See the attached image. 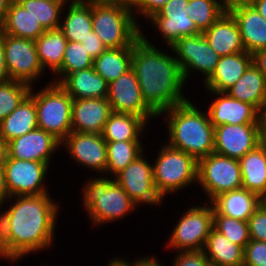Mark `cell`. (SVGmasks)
Here are the masks:
<instances>
[{"mask_svg":"<svg viewBox=\"0 0 266 266\" xmlns=\"http://www.w3.org/2000/svg\"><path fill=\"white\" fill-rule=\"evenodd\" d=\"M4 155H5V144L0 140V165L3 164Z\"/></svg>","mask_w":266,"mask_h":266,"instance_id":"6f0895ef","label":"cell"},{"mask_svg":"<svg viewBox=\"0 0 266 266\" xmlns=\"http://www.w3.org/2000/svg\"><path fill=\"white\" fill-rule=\"evenodd\" d=\"M130 5L92 4V29L107 48L133 46L141 26Z\"/></svg>","mask_w":266,"mask_h":266,"instance_id":"5b68a950","label":"cell"},{"mask_svg":"<svg viewBox=\"0 0 266 266\" xmlns=\"http://www.w3.org/2000/svg\"><path fill=\"white\" fill-rule=\"evenodd\" d=\"M164 115V116H163ZM168 128L167 141L170 147L193 156L197 161L214 153V126L207 111H202L188 99L160 115Z\"/></svg>","mask_w":266,"mask_h":266,"instance_id":"3957f363","label":"cell"},{"mask_svg":"<svg viewBox=\"0 0 266 266\" xmlns=\"http://www.w3.org/2000/svg\"><path fill=\"white\" fill-rule=\"evenodd\" d=\"M213 228L225 236L232 243L240 245L243 249L251 240L248 221H242L219 214L213 208Z\"/></svg>","mask_w":266,"mask_h":266,"instance_id":"f35d334b","label":"cell"},{"mask_svg":"<svg viewBox=\"0 0 266 266\" xmlns=\"http://www.w3.org/2000/svg\"><path fill=\"white\" fill-rule=\"evenodd\" d=\"M244 265L266 266V242L250 240L244 247Z\"/></svg>","mask_w":266,"mask_h":266,"instance_id":"b9f144b4","label":"cell"},{"mask_svg":"<svg viewBox=\"0 0 266 266\" xmlns=\"http://www.w3.org/2000/svg\"><path fill=\"white\" fill-rule=\"evenodd\" d=\"M61 146L78 166L95 171L99 176L106 174L107 148L101 134L72 131L61 142Z\"/></svg>","mask_w":266,"mask_h":266,"instance_id":"2e32d148","label":"cell"},{"mask_svg":"<svg viewBox=\"0 0 266 266\" xmlns=\"http://www.w3.org/2000/svg\"><path fill=\"white\" fill-rule=\"evenodd\" d=\"M107 100L112 112L130 113L148 121L159 116L145 103L134 70L131 68L108 85Z\"/></svg>","mask_w":266,"mask_h":266,"instance_id":"5bb4252c","label":"cell"},{"mask_svg":"<svg viewBox=\"0 0 266 266\" xmlns=\"http://www.w3.org/2000/svg\"><path fill=\"white\" fill-rule=\"evenodd\" d=\"M141 29L132 49V66L145 103L159 116L163 111L184 103L189 97L183 89L187 83L173 54L155 47ZM154 44V45H153Z\"/></svg>","mask_w":266,"mask_h":266,"instance_id":"7a4b0ae2","label":"cell"},{"mask_svg":"<svg viewBox=\"0 0 266 266\" xmlns=\"http://www.w3.org/2000/svg\"><path fill=\"white\" fill-rule=\"evenodd\" d=\"M38 128L34 99L28 95L22 103L0 122V140L6 145L16 137Z\"/></svg>","mask_w":266,"mask_h":266,"instance_id":"f1b7e54d","label":"cell"},{"mask_svg":"<svg viewBox=\"0 0 266 266\" xmlns=\"http://www.w3.org/2000/svg\"><path fill=\"white\" fill-rule=\"evenodd\" d=\"M173 266H212L203 251L176 252Z\"/></svg>","mask_w":266,"mask_h":266,"instance_id":"ee69618b","label":"cell"},{"mask_svg":"<svg viewBox=\"0 0 266 266\" xmlns=\"http://www.w3.org/2000/svg\"><path fill=\"white\" fill-rule=\"evenodd\" d=\"M59 85L72 99L107 98L108 83L94 67L68 74Z\"/></svg>","mask_w":266,"mask_h":266,"instance_id":"d4e9b609","label":"cell"},{"mask_svg":"<svg viewBox=\"0 0 266 266\" xmlns=\"http://www.w3.org/2000/svg\"><path fill=\"white\" fill-rule=\"evenodd\" d=\"M160 146L155 162L152 163L153 181L158 194L164 200L168 194L197 184L198 161L164 141Z\"/></svg>","mask_w":266,"mask_h":266,"instance_id":"8992f818","label":"cell"},{"mask_svg":"<svg viewBox=\"0 0 266 266\" xmlns=\"http://www.w3.org/2000/svg\"><path fill=\"white\" fill-rule=\"evenodd\" d=\"M227 10L238 24L245 51L253 54L266 49V19L250 3H237Z\"/></svg>","mask_w":266,"mask_h":266,"instance_id":"ffe728a7","label":"cell"},{"mask_svg":"<svg viewBox=\"0 0 266 266\" xmlns=\"http://www.w3.org/2000/svg\"><path fill=\"white\" fill-rule=\"evenodd\" d=\"M202 34L220 56L245 51L238 24L228 10Z\"/></svg>","mask_w":266,"mask_h":266,"instance_id":"7402d4cb","label":"cell"},{"mask_svg":"<svg viewBox=\"0 0 266 266\" xmlns=\"http://www.w3.org/2000/svg\"><path fill=\"white\" fill-rule=\"evenodd\" d=\"M264 200L245 188L227 191L215 197L211 203L221 215L248 221Z\"/></svg>","mask_w":266,"mask_h":266,"instance_id":"484cf974","label":"cell"},{"mask_svg":"<svg viewBox=\"0 0 266 266\" xmlns=\"http://www.w3.org/2000/svg\"><path fill=\"white\" fill-rule=\"evenodd\" d=\"M242 188L266 201V148L260 144L239 159Z\"/></svg>","mask_w":266,"mask_h":266,"instance_id":"83f0119b","label":"cell"},{"mask_svg":"<svg viewBox=\"0 0 266 266\" xmlns=\"http://www.w3.org/2000/svg\"><path fill=\"white\" fill-rule=\"evenodd\" d=\"M147 125L142 117L135 114L112 112L101 135L106 142L142 141Z\"/></svg>","mask_w":266,"mask_h":266,"instance_id":"f546056e","label":"cell"},{"mask_svg":"<svg viewBox=\"0 0 266 266\" xmlns=\"http://www.w3.org/2000/svg\"><path fill=\"white\" fill-rule=\"evenodd\" d=\"M111 113L107 98L73 99L72 131L101 134Z\"/></svg>","mask_w":266,"mask_h":266,"instance_id":"44dd1931","label":"cell"},{"mask_svg":"<svg viewBox=\"0 0 266 266\" xmlns=\"http://www.w3.org/2000/svg\"><path fill=\"white\" fill-rule=\"evenodd\" d=\"M248 2L266 19V0H249Z\"/></svg>","mask_w":266,"mask_h":266,"instance_id":"f907efd6","label":"cell"},{"mask_svg":"<svg viewBox=\"0 0 266 266\" xmlns=\"http://www.w3.org/2000/svg\"><path fill=\"white\" fill-rule=\"evenodd\" d=\"M226 93L254 105L261 113L266 111V78L253 63Z\"/></svg>","mask_w":266,"mask_h":266,"instance_id":"4316f807","label":"cell"},{"mask_svg":"<svg viewBox=\"0 0 266 266\" xmlns=\"http://www.w3.org/2000/svg\"><path fill=\"white\" fill-rule=\"evenodd\" d=\"M46 84L39 91L32 86L29 94L35 102L38 128L62 142L72 132L73 99L58 83Z\"/></svg>","mask_w":266,"mask_h":266,"instance_id":"52a82bcc","label":"cell"},{"mask_svg":"<svg viewBox=\"0 0 266 266\" xmlns=\"http://www.w3.org/2000/svg\"><path fill=\"white\" fill-rule=\"evenodd\" d=\"M249 0H221V2L228 8L231 5L237 4V3H244L248 2Z\"/></svg>","mask_w":266,"mask_h":266,"instance_id":"9f6ffc18","label":"cell"},{"mask_svg":"<svg viewBox=\"0 0 266 266\" xmlns=\"http://www.w3.org/2000/svg\"><path fill=\"white\" fill-rule=\"evenodd\" d=\"M202 203L186 209L177 220L166 248L177 252L202 251L213 228V205Z\"/></svg>","mask_w":266,"mask_h":266,"instance_id":"ba28073f","label":"cell"},{"mask_svg":"<svg viewBox=\"0 0 266 266\" xmlns=\"http://www.w3.org/2000/svg\"><path fill=\"white\" fill-rule=\"evenodd\" d=\"M129 266H163L162 263H160V260H157V257L153 258V256H142L137 259H134V261H129Z\"/></svg>","mask_w":266,"mask_h":266,"instance_id":"c3c4849f","label":"cell"},{"mask_svg":"<svg viewBox=\"0 0 266 266\" xmlns=\"http://www.w3.org/2000/svg\"><path fill=\"white\" fill-rule=\"evenodd\" d=\"M132 49L133 46L107 48L94 59V70L101 75L108 84L115 81L119 76L131 69Z\"/></svg>","mask_w":266,"mask_h":266,"instance_id":"836d02e7","label":"cell"},{"mask_svg":"<svg viewBox=\"0 0 266 266\" xmlns=\"http://www.w3.org/2000/svg\"><path fill=\"white\" fill-rule=\"evenodd\" d=\"M61 147V142L51 133L36 128L16 137L5 145V153L15 159L37 161L51 166L52 155Z\"/></svg>","mask_w":266,"mask_h":266,"instance_id":"ac0fdd59","label":"cell"},{"mask_svg":"<svg viewBox=\"0 0 266 266\" xmlns=\"http://www.w3.org/2000/svg\"><path fill=\"white\" fill-rule=\"evenodd\" d=\"M175 55L185 82L191 72H199L206 81L214 72L220 55L209 45L202 33L181 37L170 47Z\"/></svg>","mask_w":266,"mask_h":266,"instance_id":"7c38bea8","label":"cell"},{"mask_svg":"<svg viewBox=\"0 0 266 266\" xmlns=\"http://www.w3.org/2000/svg\"><path fill=\"white\" fill-rule=\"evenodd\" d=\"M31 88L29 84L15 80L0 83V122L22 103Z\"/></svg>","mask_w":266,"mask_h":266,"instance_id":"ab89813d","label":"cell"},{"mask_svg":"<svg viewBox=\"0 0 266 266\" xmlns=\"http://www.w3.org/2000/svg\"><path fill=\"white\" fill-rule=\"evenodd\" d=\"M249 235L251 240L266 242V201L248 219Z\"/></svg>","mask_w":266,"mask_h":266,"instance_id":"60d3db41","label":"cell"},{"mask_svg":"<svg viewBox=\"0 0 266 266\" xmlns=\"http://www.w3.org/2000/svg\"><path fill=\"white\" fill-rule=\"evenodd\" d=\"M202 251L212 266H241L244 263V249L214 228L210 231Z\"/></svg>","mask_w":266,"mask_h":266,"instance_id":"1f68e13d","label":"cell"},{"mask_svg":"<svg viewBox=\"0 0 266 266\" xmlns=\"http://www.w3.org/2000/svg\"><path fill=\"white\" fill-rule=\"evenodd\" d=\"M12 0H0V25L3 23Z\"/></svg>","mask_w":266,"mask_h":266,"instance_id":"11a10c76","label":"cell"},{"mask_svg":"<svg viewBox=\"0 0 266 266\" xmlns=\"http://www.w3.org/2000/svg\"><path fill=\"white\" fill-rule=\"evenodd\" d=\"M8 80H9V75L5 63V53L2 42V34L0 33V83Z\"/></svg>","mask_w":266,"mask_h":266,"instance_id":"681fc988","label":"cell"},{"mask_svg":"<svg viewBox=\"0 0 266 266\" xmlns=\"http://www.w3.org/2000/svg\"><path fill=\"white\" fill-rule=\"evenodd\" d=\"M2 42L9 80L34 86L45 73L39 63L35 40L2 34Z\"/></svg>","mask_w":266,"mask_h":266,"instance_id":"30bf717a","label":"cell"},{"mask_svg":"<svg viewBox=\"0 0 266 266\" xmlns=\"http://www.w3.org/2000/svg\"><path fill=\"white\" fill-rule=\"evenodd\" d=\"M227 11L221 0H189L188 16L195 23L197 29L203 33Z\"/></svg>","mask_w":266,"mask_h":266,"instance_id":"8d00e7d4","label":"cell"},{"mask_svg":"<svg viewBox=\"0 0 266 266\" xmlns=\"http://www.w3.org/2000/svg\"><path fill=\"white\" fill-rule=\"evenodd\" d=\"M141 154L126 168L119 172L115 181L129 195L134 204H148L152 206H161L164 201L158 194L153 181V166L151 162ZM147 159V160H146Z\"/></svg>","mask_w":266,"mask_h":266,"instance_id":"4fadbf2b","label":"cell"},{"mask_svg":"<svg viewBox=\"0 0 266 266\" xmlns=\"http://www.w3.org/2000/svg\"><path fill=\"white\" fill-rule=\"evenodd\" d=\"M90 4H120V5H130L131 0H82Z\"/></svg>","mask_w":266,"mask_h":266,"instance_id":"816d5d0a","label":"cell"},{"mask_svg":"<svg viewBox=\"0 0 266 266\" xmlns=\"http://www.w3.org/2000/svg\"><path fill=\"white\" fill-rule=\"evenodd\" d=\"M107 266H129V259L127 260V258L125 259V257H112V259L110 260V262L108 261Z\"/></svg>","mask_w":266,"mask_h":266,"instance_id":"db71d44e","label":"cell"},{"mask_svg":"<svg viewBox=\"0 0 266 266\" xmlns=\"http://www.w3.org/2000/svg\"><path fill=\"white\" fill-rule=\"evenodd\" d=\"M2 165L10 197L49 193L45 181L50 169L47 163L15 159L5 153Z\"/></svg>","mask_w":266,"mask_h":266,"instance_id":"8fae6325","label":"cell"},{"mask_svg":"<svg viewBox=\"0 0 266 266\" xmlns=\"http://www.w3.org/2000/svg\"><path fill=\"white\" fill-rule=\"evenodd\" d=\"M45 30L60 28L62 10L68 0H16Z\"/></svg>","mask_w":266,"mask_h":266,"instance_id":"d590c367","label":"cell"},{"mask_svg":"<svg viewBox=\"0 0 266 266\" xmlns=\"http://www.w3.org/2000/svg\"><path fill=\"white\" fill-rule=\"evenodd\" d=\"M207 93L216 96L207 110L214 127L223 124H260L261 112L254 105L232 98L226 92Z\"/></svg>","mask_w":266,"mask_h":266,"instance_id":"d6986e66","label":"cell"},{"mask_svg":"<svg viewBox=\"0 0 266 266\" xmlns=\"http://www.w3.org/2000/svg\"><path fill=\"white\" fill-rule=\"evenodd\" d=\"M261 144L266 148V111L260 116Z\"/></svg>","mask_w":266,"mask_h":266,"instance_id":"f5cc1de1","label":"cell"},{"mask_svg":"<svg viewBox=\"0 0 266 266\" xmlns=\"http://www.w3.org/2000/svg\"><path fill=\"white\" fill-rule=\"evenodd\" d=\"M168 1L169 0H131L130 8L136 21H139L140 17L144 18V21H147L150 16L157 13ZM136 15H138V18H136Z\"/></svg>","mask_w":266,"mask_h":266,"instance_id":"7bdbcfd3","label":"cell"},{"mask_svg":"<svg viewBox=\"0 0 266 266\" xmlns=\"http://www.w3.org/2000/svg\"><path fill=\"white\" fill-rule=\"evenodd\" d=\"M46 30L16 0H12L6 17L0 25L1 34L36 40Z\"/></svg>","mask_w":266,"mask_h":266,"instance_id":"4dcf8cb0","label":"cell"},{"mask_svg":"<svg viewBox=\"0 0 266 266\" xmlns=\"http://www.w3.org/2000/svg\"><path fill=\"white\" fill-rule=\"evenodd\" d=\"M81 43L93 59L97 58L107 49V47L102 43V41L93 30L89 33V36Z\"/></svg>","mask_w":266,"mask_h":266,"instance_id":"f6af8a7d","label":"cell"},{"mask_svg":"<svg viewBox=\"0 0 266 266\" xmlns=\"http://www.w3.org/2000/svg\"><path fill=\"white\" fill-rule=\"evenodd\" d=\"M252 63L266 78V49L257 51L252 54Z\"/></svg>","mask_w":266,"mask_h":266,"instance_id":"bcb514c9","label":"cell"},{"mask_svg":"<svg viewBox=\"0 0 266 266\" xmlns=\"http://www.w3.org/2000/svg\"><path fill=\"white\" fill-rule=\"evenodd\" d=\"M94 59L80 42L68 41L65 47L62 67L55 73L51 82L60 83L68 74L93 67Z\"/></svg>","mask_w":266,"mask_h":266,"instance_id":"74e56055","label":"cell"},{"mask_svg":"<svg viewBox=\"0 0 266 266\" xmlns=\"http://www.w3.org/2000/svg\"><path fill=\"white\" fill-rule=\"evenodd\" d=\"M197 184L203 190L206 202L221 193L242 188L238 159L211 153L198 160Z\"/></svg>","mask_w":266,"mask_h":266,"instance_id":"9c48e42d","label":"cell"},{"mask_svg":"<svg viewBox=\"0 0 266 266\" xmlns=\"http://www.w3.org/2000/svg\"><path fill=\"white\" fill-rule=\"evenodd\" d=\"M188 4L189 0H169L157 13L147 19L158 30L168 49L181 37L201 33L188 16Z\"/></svg>","mask_w":266,"mask_h":266,"instance_id":"9a60e30c","label":"cell"},{"mask_svg":"<svg viewBox=\"0 0 266 266\" xmlns=\"http://www.w3.org/2000/svg\"><path fill=\"white\" fill-rule=\"evenodd\" d=\"M68 40L60 29L46 30L36 40L39 63L44 71L55 74L61 67Z\"/></svg>","mask_w":266,"mask_h":266,"instance_id":"d6a6232c","label":"cell"},{"mask_svg":"<svg viewBox=\"0 0 266 266\" xmlns=\"http://www.w3.org/2000/svg\"><path fill=\"white\" fill-rule=\"evenodd\" d=\"M260 144V124H223L214 127L216 154L239 160Z\"/></svg>","mask_w":266,"mask_h":266,"instance_id":"e0dca14e","label":"cell"},{"mask_svg":"<svg viewBox=\"0 0 266 266\" xmlns=\"http://www.w3.org/2000/svg\"><path fill=\"white\" fill-rule=\"evenodd\" d=\"M62 14L59 29L64 37L71 42H83L93 30L92 4L82 0H68Z\"/></svg>","mask_w":266,"mask_h":266,"instance_id":"cb8c5ba5","label":"cell"},{"mask_svg":"<svg viewBox=\"0 0 266 266\" xmlns=\"http://www.w3.org/2000/svg\"><path fill=\"white\" fill-rule=\"evenodd\" d=\"M106 148L107 167L105 176L111 178H114L142 153L147 152L142 141L106 142Z\"/></svg>","mask_w":266,"mask_h":266,"instance_id":"e575fe53","label":"cell"},{"mask_svg":"<svg viewBox=\"0 0 266 266\" xmlns=\"http://www.w3.org/2000/svg\"><path fill=\"white\" fill-rule=\"evenodd\" d=\"M252 64V54L247 51L220 56L212 75L202 84L207 91L226 92Z\"/></svg>","mask_w":266,"mask_h":266,"instance_id":"603a6c76","label":"cell"},{"mask_svg":"<svg viewBox=\"0 0 266 266\" xmlns=\"http://www.w3.org/2000/svg\"><path fill=\"white\" fill-rule=\"evenodd\" d=\"M10 198L6 187L5 170L3 165H0V209L2 210L5 202Z\"/></svg>","mask_w":266,"mask_h":266,"instance_id":"7dc6e473","label":"cell"},{"mask_svg":"<svg viewBox=\"0 0 266 266\" xmlns=\"http://www.w3.org/2000/svg\"><path fill=\"white\" fill-rule=\"evenodd\" d=\"M51 197L49 193L12 196L5 202L8 208L0 211L2 260L13 263L52 247L61 207Z\"/></svg>","mask_w":266,"mask_h":266,"instance_id":"6da1fadb","label":"cell"},{"mask_svg":"<svg viewBox=\"0 0 266 266\" xmlns=\"http://www.w3.org/2000/svg\"><path fill=\"white\" fill-rule=\"evenodd\" d=\"M83 185L82 206L92 226L119 221L139 208L114 178L95 176Z\"/></svg>","mask_w":266,"mask_h":266,"instance_id":"277c9868","label":"cell"}]
</instances>
